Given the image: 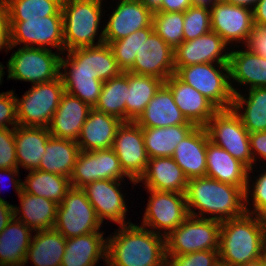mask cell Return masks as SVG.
Here are the masks:
<instances>
[{"label": "cell", "mask_w": 266, "mask_h": 266, "mask_svg": "<svg viewBox=\"0 0 266 266\" xmlns=\"http://www.w3.org/2000/svg\"><path fill=\"white\" fill-rule=\"evenodd\" d=\"M210 8L211 30L227 44L232 41L246 43L253 31V9L226 3L215 2Z\"/></svg>", "instance_id": "15"}, {"label": "cell", "mask_w": 266, "mask_h": 266, "mask_svg": "<svg viewBox=\"0 0 266 266\" xmlns=\"http://www.w3.org/2000/svg\"><path fill=\"white\" fill-rule=\"evenodd\" d=\"M184 12H154V32L173 49L184 41Z\"/></svg>", "instance_id": "41"}, {"label": "cell", "mask_w": 266, "mask_h": 266, "mask_svg": "<svg viewBox=\"0 0 266 266\" xmlns=\"http://www.w3.org/2000/svg\"><path fill=\"white\" fill-rule=\"evenodd\" d=\"M102 222L82 189L71 188L58 205L53 229L66 239L100 232Z\"/></svg>", "instance_id": "10"}, {"label": "cell", "mask_w": 266, "mask_h": 266, "mask_svg": "<svg viewBox=\"0 0 266 266\" xmlns=\"http://www.w3.org/2000/svg\"><path fill=\"white\" fill-rule=\"evenodd\" d=\"M214 266H231V265H229L228 263H225V262L219 260Z\"/></svg>", "instance_id": "62"}, {"label": "cell", "mask_w": 266, "mask_h": 266, "mask_svg": "<svg viewBox=\"0 0 266 266\" xmlns=\"http://www.w3.org/2000/svg\"><path fill=\"white\" fill-rule=\"evenodd\" d=\"M188 178L172 157L149 158L143 181L147 189L185 194Z\"/></svg>", "instance_id": "25"}, {"label": "cell", "mask_w": 266, "mask_h": 266, "mask_svg": "<svg viewBox=\"0 0 266 266\" xmlns=\"http://www.w3.org/2000/svg\"><path fill=\"white\" fill-rule=\"evenodd\" d=\"M101 3V0L62 1L64 51L95 46Z\"/></svg>", "instance_id": "5"}, {"label": "cell", "mask_w": 266, "mask_h": 266, "mask_svg": "<svg viewBox=\"0 0 266 266\" xmlns=\"http://www.w3.org/2000/svg\"><path fill=\"white\" fill-rule=\"evenodd\" d=\"M222 1H224L226 3H229V4H234V5H237V6H244V7H247V8L254 9L255 5L257 4V2L259 0H222Z\"/></svg>", "instance_id": "57"}, {"label": "cell", "mask_w": 266, "mask_h": 266, "mask_svg": "<svg viewBox=\"0 0 266 266\" xmlns=\"http://www.w3.org/2000/svg\"><path fill=\"white\" fill-rule=\"evenodd\" d=\"M166 258V266H214L219 261V250L196 251Z\"/></svg>", "instance_id": "46"}, {"label": "cell", "mask_w": 266, "mask_h": 266, "mask_svg": "<svg viewBox=\"0 0 266 266\" xmlns=\"http://www.w3.org/2000/svg\"><path fill=\"white\" fill-rule=\"evenodd\" d=\"M119 181L109 179L97 180L82 188L102 224L104 219H110L120 224V226L130 223L125 221L127 205L123 194L118 190L120 186Z\"/></svg>", "instance_id": "19"}, {"label": "cell", "mask_w": 266, "mask_h": 266, "mask_svg": "<svg viewBox=\"0 0 266 266\" xmlns=\"http://www.w3.org/2000/svg\"><path fill=\"white\" fill-rule=\"evenodd\" d=\"M32 229L13 217L0 233V266H24Z\"/></svg>", "instance_id": "29"}, {"label": "cell", "mask_w": 266, "mask_h": 266, "mask_svg": "<svg viewBox=\"0 0 266 266\" xmlns=\"http://www.w3.org/2000/svg\"><path fill=\"white\" fill-rule=\"evenodd\" d=\"M112 150L117 155L123 171L137 182L144 174L149 160L142 127L133 121L122 122L117 129Z\"/></svg>", "instance_id": "14"}, {"label": "cell", "mask_w": 266, "mask_h": 266, "mask_svg": "<svg viewBox=\"0 0 266 266\" xmlns=\"http://www.w3.org/2000/svg\"><path fill=\"white\" fill-rule=\"evenodd\" d=\"M245 44L248 51L266 58V26H255Z\"/></svg>", "instance_id": "50"}, {"label": "cell", "mask_w": 266, "mask_h": 266, "mask_svg": "<svg viewBox=\"0 0 266 266\" xmlns=\"http://www.w3.org/2000/svg\"><path fill=\"white\" fill-rule=\"evenodd\" d=\"M195 127L196 125H175L155 128L142 127L148 158L172 157L177 144Z\"/></svg>", "instance_id": "35"}, {"label": "cell", "mask_w": 266, "mask_h": 266, "mask_svg": "<svg viewBox=\"0 0 266 266\" xmlns=\"http://www.w3.org/2000/svg\"><path fill=\"white\" fill-rule=\"evenodd\" d=\"M250 150L253 157V162L257 159L255 153L266 160V130L261 132L249 133ZM255 153H254V152Z\"/></svg>", "instance_id": "51"}, {"label": "cell", "mask_w": 266, "mask_h": 266, "mask_svg": "<svg viewBox=\"0 0 266 266\" xmlns=\"http://www.w3.org/2000/svg\"><path fill=\"white\" fill-rule=\"evenodd\" d=\"M240 266H266V254L261 258H258L251 262L244 263Z\"/></svg>", "instance_id": "59"}, {"label": "cell", "mask_w": 266, "mask_h": 266, "mask_svg": "<svg viewBox=\"0 0 266 266\" xmlns=\"http://www.w3.org/2000/svg\"><path fill=\"white\" fill-rule=\"evenodd\" d=\"M51 134L47 127H14V140L16 145L17 168L37 170L45 146Z\"/></svg>", "instance_id": "28"}, {"label": "cell", "mask_w": 266, "mask_h": 266, "mask_svg": "<svg viewBox=\"0 0 266 266\" xmlns=\"http://www.w3.org/2000/svg\"><path fill=\"white\" fill-rule=\"evenodd\" d=\"M136 123L140 127L155 128L175 125H194L189 122L174 101L171 90L163 84Z\"/></svg>", "instance_id": "26"}, {"label": "cell", "mask_w": 266, "mask_h": 266, "mask_svg": "<svg viewBox=\"0 0 266 266\" xmlns=\"http://www.w3.org/2000/svg\"><path fill=\"white\" fill-rule=\"evenodd\" d=\"M14 217V205L0 197V233Z\"/></svg>", "instance_id": "54"}, {"label": "cell", "mask_w": 266, "mask_h": 266, "mask_svg": "<svg viewBox=\"0 0 266 266\" xmlns=\"http://www.w3.org/2000/svg\"><path fill=\"white\" fill-rule=\"evenodd\" d=\"M20 198L21 210L14 207V217L26 224L34 231L53 229L58 204L42 196L28 194L23 190L18 195ZM22 215V216H21Z\"/></svg>", "instance_id": "30"}, {"label": "cell", "mask_w": 266, "mask_h": 266, "mask_svg": "<svg viewBox=\"0 0 266 266\" xmlns=\"http://www.w3.org/2000/svg\"><path fill=\"white\" fill-rule=\"evenodd\" d=\"M109 45L118 67L122 72L128 71L134 65L136 53L140 50L141 29L125 38L113 41Z\"/></svg>", "instance_id": "44"}, {"label": "cell", "mask_w": 266, "mask_h": 266, "mask_svg": "<svg viewBox=\"0 0 266 266\" xmlns=\"http://www.w3.org/2000/svg\"><path fill=\"white\" fill-rule=\"evenodd\" d=\"M120 227L107 238V266H166L163 234L133 223Z\"/></svg>", "instance_id": "1"}, {"label": "cell", "mask_w": 266, "mask_h": 266, "mask_svg": "<svg viewBox=\"0 0 266 266\" xmlns=\"http://www.w3.org/2000/svg\"><path fill=\"white\" fill-rule=\"evenodd\" d=\"M219 0H191L192 5H200V6H208L213 5L215 2Z\"/></svg>", "instance_id": "60"}, {"label": "cell", "mask_w": 266, "mask_h": 266, "mask_svg": "<svg viewBox=\"0 0 266 266\" xmlns=\"http://www.w3.org/2000/svg\"><path fill=\"white\" fill-rule=\"evenodd\" d=\"M103 234L91 232L66 239L61 266H95L103 257L106 263L107 239Z\"/></svg>", "instance_id": "27"}, {"label": "cell", "mask_w": 266, "mask_h": 266, "mask_svg": "<svg viewBox=\"0 0 266 266\" xmlns=\"http://www.w3.org/2000/svg\"><path fill=\"white\" fill-rule=\"evenodd\" d=\"M60 54L48 48L22 47L8 60V79L34 84L47 83L60 77Z\"/></svg>", "instance_id": "8"}, {"label": "cell", "mask_w": 266, "mask_h": 266, "mask_svg": "<svg viewBox=\"0 0 266 266\" xmlns=\"http://www.w3.org/2000/svg\"><path fill=\"white\" fill-rule=\"evenodd\" d=\"M221 221L188 216L165 236L166 257L219 250Z\"/></svg>", "instance_id": "6"}, {"label": "cell", "mask_w": 266, "mask_h": 266, "mask_svg": "<svg viewBox=\"0 0 266 266\" xmlns=\"http://www.w3.org/2000/svg\"><path fill=\"white\" fill-rule=\"evenodd\" d=\"M164 84L171 90L175 104L186 119L196 126L204 127L219 110L210 100L181 81L175 74L171 75Z\"/></svg>", "instance_id": "21"}, {"label": "cell", "mask_w": 266, "mask_h": 266, "mask_svg": "<svg viewBox=\"0 0 266 266\" xmlns=\"http://www.w3.org/2000/svg\"><path fill=\"white\" fill-rule=\"evenodd\" d=\"M63 0H3L8 21H25L56 15Z\"/></svg>", "instance_id": "40"}, {"label": "cell", "mask_w": 266, "mask_h": 266, "mask_svg": "<svg viewBox=\"0 0 266 266\" xmlns=\"http://www.w3.org/2000/svg\"><path fill=\"white\" fill-rule=\"evenodd\" d=\"M15 98L12 90L0 94V128H9L7 125L14 127L18 125Z\"/></svg>", "instance_id": "48"}, {"label": "cell", "mask_w": 266, "mask_h": 266, "mask_svg": "<svg viewBox=\"0 0 266 266\" xmlns=\"http://www.w3.org/2000/svg\"><path fill=\"white\" fill-rule=\"evenodd\" d=\"M248 94L247 99L239 92L234 94L231 109L240 118L243 126L249 133L265 131L266 87L249 89ZM245 104V111L240 114L239 111L245 107Z\"/></svg>", "instance_id": "36"}, {"label": "cell", "mask_w": 266, "mask_h": 266, "mask_svg": "<svg viewBox=\"0 0 266 266\" xmlns=\"http://www.w3.org/2000/svg\"><path fill=\"white\" fill-rule=\"evenodd\" d=\"M230 78L249 89L266 87V58L246 50L229 52Z\"/></svg>", "instance_id": "33"}, {"label": "cell", "mask_w": 266, "mask_h": 266, "mask_svg": "<svg viewBox=\"0 0 266 266\" xmlns=\"http://www.w3.org/2000/svg\"><path fill=\"white\" fill-rule=\"evenodd\" d=\"M255 26H266V0H259L253 9Z\"/></svg>", "instance_id": "55"}, {"label": "cell", "mask_w": 266, "mask_h": 266, "mask_svg": "<svg viewBox=\"0 0 266 266\" xmlns=\"http://www.w3.org/2000/svg\"><path fill=\"white\" fill-rule=\"evenodd\" d=\"M147 8L153 12L161 7L162 0H140Z\"/></svg>", "instance_id": "58"}, {"label": "cell", "mask_w": 266, "mask_h": 266, "mask_svg": "<svg viewBox=\"0 0 266 266\" xmlns=\"http://www.w3.org/2000/svg\"><path fill=\"white\" fill-rule=\"evenodd\" d=\"M209 7L192 5L184 12V41L193 40L211 31Z\"/></svg>", "instance_id": "43"}, {"label": "cell", "mask_w": 266, "mask_h": 266, "mask_svg": "<svg viewBox=\"0 0 266 266\" xmlns=\"http://www.w3.org/2000/svg\"><path fill=\"white\" fill-rule=\"evenodd\" d=\"M185 198L188 214L194 217L207 218L203 214H217L208 218L224 221L246 213L245 191L241 187L207 176L189 179ZM194 208L200 213L197 214Z\"/></svg>", "instance_id": "2"}, {"label": "cell", "mask_w": 266, "mask_h": 266, "mask_svg": "<svg viewBox=\"0 0 266 266\" xmlns=\"http://www.w3.org/2000/svg\"><path fill=\"white\" fill-rule=\"evenodd\" d=\"M254 190L251 194L253 195V207L254 210H249L247 208V204H245V210L246 213L249 214H256L260 217L266 216V171H264L263 174H261L258 179H256V182L253 186ZM251 211V212H250Z\"/></svg>", "instance_id": "49"}, {"label": "cell", "mask_w": 266, "mask_h": 266, "mask_svg": "<svg viewBox=\"0 0 266 266\" xmlns=\"http://www.w3.org/2000/svg\"><path fill=\"white\" fill-rule=\"evenodd\" d=\"M191 6V0H162L161 7L155 12H185Z\"/></svg>", "instance_id": "53"}, {"label": "cell", "mask_w": 266, "mask_h": 266, "mask_svg": "<svg viewBox=\"0 0 266 266\" xmlns=\"http://www.w3.org/2000/svg\"><path fill=\"white\" fill-rule=\"evenodd\" d=\"M4 66L0 63V84H1V81H2V77H3V75H4Z\"/></svg>", "instance_id": "61"}, {"label": "cell", "mask_w": 266, "mask_h": 266, "mask_svg": "<svg viewBox=\"0 0 266 266\" xmlns=\"http://www.w3.org/2000/svg\"><path fill=\"white\" fill-rule=\"evenodd\" d=\"M65 89L61 77L47 83L32 85L21 100L16 96L18 125L49 127Z\"/></svg>", "instance_id": "7"}, {"label": "cell", "mask_w": 266, "mask_h": 266, "mask_svg": "<svg viewBox=\"0 0 266 266\" xmlns=\"http://www.w3.org/2000/svg\"><path fill=\"white\" fill-rule=\"evenodd\" d=\"M265 254L264 217L245 213L240 217L221 221L219 260L231 266H240Z\"/></svg>", "instance_id": "3"}, {"label": "cell", "mask_w": 266, "mask_h": 266, "mask_svg": "<svg viewBox=\"0 0 266 266\" xmlns=\"http://www.w3.org/2000/svg\"><path fill=\"white\" fill-rule=\"evenodd\" d=\"M218 66V69L213 63L184 66L175 68V75L199 91L219 110L231 109L234 94L238 91L230 82L228 63H219Z\"/></svg>", "instance_id": "4"}, {"label": "cell", "mask_w": 266, "mask_h": 266, "mask_svg": "<svg viewBox=\"0 0 266 266\" xmlns=\"http://www.w3.org/2000/svg\"><path fill=\"white\" fill-rule=\"evenodd\" d=\"M68 67H70L69 72H67ZM62 68L64 73L60 72V77L65 92L76 96L94 108L99 100L104 82L96 79L91 71L77 69L63 57H61L60 62V69Z\"/></svg>", "instance_id": "34"}, {"label": "cell", "mask_w": 266, "mask_h": 266, "mask_svg": "<svg viewBox=\"0 0 266 266\" xmlns=\"http://www.w3.org/2000/svg\"><path fill=\"white\" fill-rule=\"evenodd\" d=\"M9 46V26L7 10L3 0H0V50Z\"/></svg>", "instance_id": "52"}, {"label": "cell", "mask_w": 266, "mask_h": 266, "mask_svg": "<svg viewBox=\"0 0 266 266\" xmlns=\"http://www.w3.org/2000/svg\"><path fill=\"white\" fill-rule=\"evenodd\" d=\"M122 122L115 116L91 108L77 140L80 151L112 148L117 129Z\"/></svg>", "instance_id": "24"}, {"label": "cell", "mask_w": 266, "mask_h": 266, "mask_svg": "<svg viewBox=\"0 0 266 266\" xmlns=\"http://www.w3.org/2000/svg\"><path fill=\"white\" fill-rule=\"evenodd\" d=\"M25 180L22 182L24 192L50 199L58 205L72 188L69 177L42 170L29 171Z\"/></svg>", "instance_id": "38"}, {"label": "cell", "mask_w": 266, "mask_h": 266, "mask_svg": "<svg viewBox=\"0 0 266 266\" xmlns=\"http://www.w3.org/2000/svg\"><path fill=\"white\" fill-rule=\"evenodd\" d=\"M153 11L140 0H121L104 27V43L110 44L146 27H153Z\"/></svg>", "instance_id": "16"}, {"label": "cell", "mask_w": 266, "mask_h": 266, "mask_svg": "<svg viewBox=\"0 0 266 266\" xmlns=\"http://www.w3.org/2000/svg\"><path fill=\"white\" fill-rule=\"evenodd\" d=\"M9 46L11 50L19 43L24 47L47 48L52 46L63 53V16L60 10L56 15L39 17V19H26L25 21H8ZM34 44V45H32ZM45 45V46H44Z\"/></svg>", "instance_id": "11"}, {"label": "cell", "mask_w": 266, "mask_h": 266, "mask_svg": "<svg viewBox=\"0 0 266 266\" xmlns=\"http://www.w3.org/2000/svg\"><path fill=\"white\" fill-rule=\"evenodd\" d=\"M35 233L27 250L24 266L28 259L35 266H61L66 238L55 229L38 230Z\"/></svg>", "instance_id": "32"}, {"label": "cell", "mask_w": 266, "mask_h": 266, "mask_svg": "<svg viewBox=\"0 0 266 266\" xmlns=\"http://www.w3.org/2000/svg\"><path fill=\"white\" fill-rule=\"evenodd\" d=\"M209 141L229 152L252 171L249 132L232 109L218 110L204 126Z\"/></svg>", "instance_id": "9"}, {"label": "cell", "mask_w": 266, "mask_h": 266, "mask_svg": "<svg viewBox=\"0 0 266 266\" xmlns=\"http://www.w3.org/2000/svg\"><path fill=\"white\" fill-rule=\"evenodd\" d=\"M128 71L166 81L175 74L174 49L154 32L153 27L142 28L140 50Z\"/></svg>", "instance_id": "12"}, {"label": "cell", "mask_w": 266, "mask_h": 266, "mask_svg": "<svg viewBox=\"0 0 266 266\" xmlns=\"http://www.w3.org/2000/svg\"><path fill=\"white\" fill-rule=\"evenodd\" d=\"M69 179L71 187L77 189H82L87 184L100 180L98 150L80 151Z\"/></svg>", "instance_id": "42"}, {"label": "cell", "mask_w": 266, "mask_h": 266, "mask_svg": "<svg viewBox=\"0 0 266 266\" xmlns=\"http://www.w3.org/2000/svg\"><path fill=\"white\" fill-rule=\"evenodd\" d=\"M128 82L126 122H136L165 81L153 76L137 75L128 71Z\"/></svg>", "instance_id": "37"}, {"label": "cell", "mask_w": 266, "mask_h": 266, "mask_svg": "<svg viewBox=\"0 0 266 266\" xmlns=\"http://www.w3.org/2000/svg\"><path fill=\"white\" fill-rule=\"evenodd\" d=\"M95 46L76 48L67 51L66 59L79 70L91 71L95 78L107 81L122 73L109 44L104 43V29Z\"/></svg>", "instance_id": "18"}, {"label": "cell", "mask_w": 266, "mask_h": 266, "mask_svg": "<svg viewBox=\"0 0 266 266\" xmlns=\"http://www.w3.org/2000/svg\"><path fill=\"white\" fill-rule=\"evenodd\" d=\"M147 191L151 195L146 206L142 226H150L151 231L159 234H161L159 229H164L167 231H163L165 237L189 216L185 194L151 189H147Z\"/></svg>", "instance_id": "13"}, {"label": "cell", "mask_w": 266, "mask_h": 266, "mask_svg": "<svg viewBox=\"0 0 266 266\" xmlns=\"http://www.w3.org/2000/svg\"><path fill=\"white\" fill-rule=\"evenodd\" d=\"M209 140L205 127L196 126L177 144L172 158L188 179L206 176V149Z\"/></svg>", "instance_id": "23"}, {"label": "cell", "mask_w": 266, "mask_h": 266, "mask_svg": "<svg viewBox=\"0 0 266 266\" xmlns=\"http://www.w3.org/2000/svg\"><path fill=\"white\" fill-rule=\"evenodd\" d=\"M227 45L228 44L212 30L193 40L183 41L174 49L175 68L199 63H229V53H222Z\"/></svg>", "instance_id": "17"}, {"label": "cell", "mask_w": 266, "mask_h": 266, "mask_svg": "<svg viewBox=\"0 0 266 266\" xmlns=\"http://www.w3.org/2000/svg\"><path fill=\"white\" fill-rule=\"evenodd\" d=\"M79 152L77 141L50 136L37 170L70 177Z\"/></svg>", "instance_id": "31"}, {"label": "cell", "mask_w": 266, "mask_h": 266, "mask_svg": "<svg viewBox=\"0 0 266 266\" xmlns=\"http://www.w3.org/2000/svg\"><path fill=\"white\" fill-rule=\"evenodd\" d=\"M98 167L100 180H120L127 176L133 184L137 182L132 180L122 169L120 161L112 148L98 150Z\"/></svg>", "instance_id": "45"}, {"label": "cell", "mask_w": 266, "mask_h": 266, "mask_svg": "<svg viewBox=\"0 0 266 266\" xmlns=\"http://www.w3.org/2000/svg\"><path fill=\"white\" fill-rule=\"evenodd\" d=\"M206 160V176L222 183L241 187L245 191V202L248 204L250 202L247 200L250 191L249 168L209 140L207 141Z\"/></svg>", "instance_id": "20"}, {"label": "cell", "mask_w": 266, "mask_h": 266, "mask_svg": "<svg viewBox=\"0 0 266 266\" xmlns=\"http://www.w3.org/2000/svg\"><path fill=\"white\" fill-rule=\"evenodd\" d=\"M90 109L84 101L64 92L48 127L51 136L77 141Z\"/></svg>", "instance_id": "22"}, {"label": "cell", "mask_w": 266, "mask_h": 266, "mask_svg": "<svg viewBox=\"0 0 266 266\" xmlns=\"http://www.w3.org/2000/svg\"><path fill=\"white\" fill-rule=\"evenodd\" d=\"M17 168L13 128H0V169Z\"/></svg>", "instance_id": "47"}, {"label": "cell", "mask_w": 266, "mask_h": 266, "mask_svg": "<svg viewBox=\"0 0 266 266\" xmlns=\"http://www.w3.org/2000/svg\"><path fill=\"white\" fill-rule=\"evenodd\" d=\"M129 88L128 71L103 83L95 109L126 122V99Z\"/></svg>", "instance_id": "39"}, {"label": "cell", "mask_w": 266, "mask_h": 266, "mask_svg": "<svg viewBox=\"0 0 266 266\" xmlns=\"http://www.w3.org/2000/svg\"><path fill=\"white\" fill-rule=\"evenodd\" d=\"M18 171H19L18 168L0 169V176H1V173H4V174L8 173L7 176L9 177V179H11V182H12L13 186L15 187L17 194L19 195L22 191V181H20V179L17 180L14 178L15 175L16 176L19 175ZM0 178H2V177H0Z\"/></svg>", "instance_id": "56"}]
</instances>
